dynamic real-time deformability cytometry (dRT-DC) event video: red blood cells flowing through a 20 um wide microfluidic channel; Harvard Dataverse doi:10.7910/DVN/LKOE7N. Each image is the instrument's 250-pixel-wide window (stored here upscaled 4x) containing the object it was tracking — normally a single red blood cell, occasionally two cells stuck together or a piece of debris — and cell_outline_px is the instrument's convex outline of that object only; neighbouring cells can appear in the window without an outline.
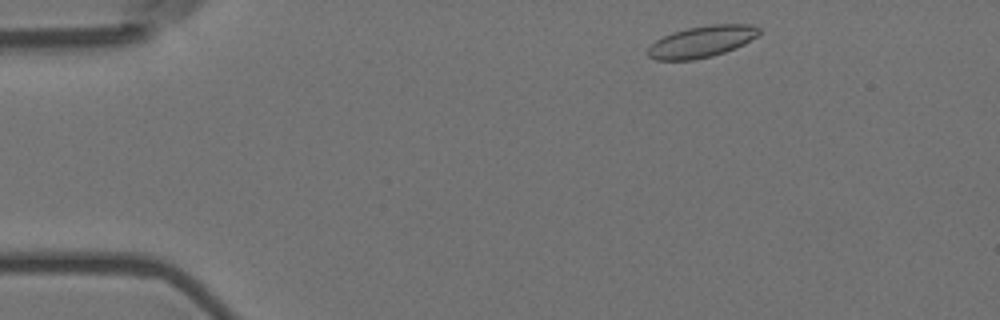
{"species": "Egyptian fruit bat (a non-hibernating species)", "species_latin": "Rousettus aegyptiacus", "temperature_condition": "room temperature", "stored_images_in_passage": 51, "camera_frame_rate_fps": 3000, "um_per_image_px": 0.085, "animal": {"sex": "female"}, "frame": {"image": 1, "passage_image": 3, "time_ms": 0.667, "image_size_px": [1000, 320], "cell_outline_px": [[760, 32], [756, 36], [744, 44], [736, 48], [712, 56], [692, 60], [656, 60], [648, 56], [648, 48], [656, 40], [672, 32], [688, 28], [712, 24], [748, 24], [760, 28]], "centroid_in_image_um": [59.64, 3.54], "position_along_channel_um": 25.4, "area_um2": 20.29}}
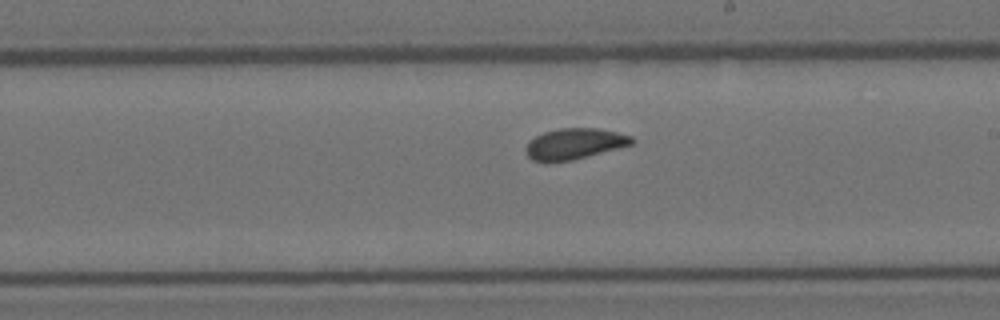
{"frame": {"image": 2, "passage_image": 27, "time_ms": 8.667, "image_size_px": [1000, 320], "cell_outline_px": [[636, 140], [632, 144], [572, 160], [532, 160], [528, 156], [524, 148], [528, 140], [544, 132], [560, 128], [600, 128], [632, 136]], "centroid_in_image_um": [48.83, 12.19], "position_along_channel_um": 240.2, "area_um2": 18.79}}
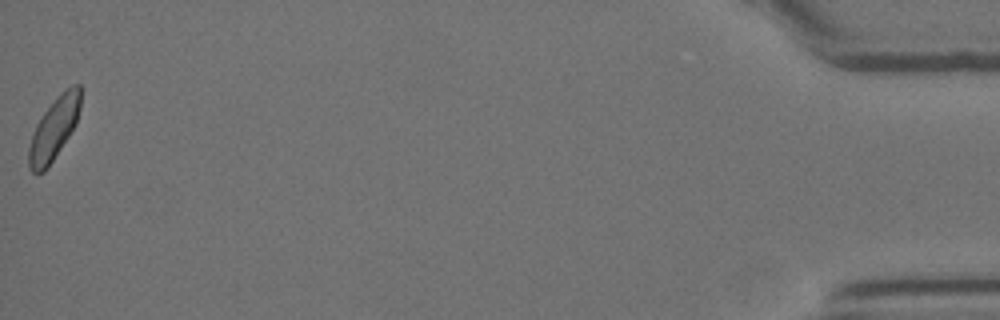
{"frame": {"image": 3, "passage_image": 51, "time_ms": 16.667, "image_size_px": [1000, 320], "cell_outline_px": [[80, 108], [76, 124], [48, 168], [44, 172], [36, 176], [28, 168], [28, 148], [32, 132], [36, 124], [44, 112], [56, 96], [60, 92], [72, 84], [80, 84]], "centroid_in_image_um": [4.56, 10.97], "position_along_channel_um": 430.6, "area_um2": 19.02}}